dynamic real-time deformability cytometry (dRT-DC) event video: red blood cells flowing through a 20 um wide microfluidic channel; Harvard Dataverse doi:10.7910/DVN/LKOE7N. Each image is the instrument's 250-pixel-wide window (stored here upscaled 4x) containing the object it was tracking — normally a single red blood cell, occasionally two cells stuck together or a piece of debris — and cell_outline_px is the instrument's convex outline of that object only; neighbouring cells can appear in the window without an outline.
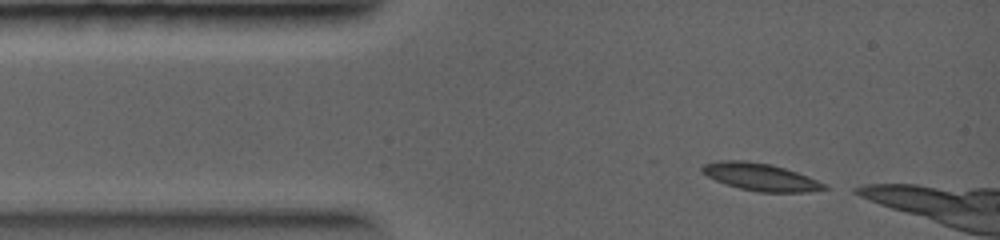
{"species": "common noctule bat (a hibernating species)", "species_latin": "Nyctalus noctula", "temperature_condition": "warm", "stored_images_in_passage": 15, "camera_frame_rate_fps": 5000, "um_per_image_px": 0.085, "animal": {"sex": "female", "body_mass_g": 19.0, "forearm_length_mm": 56.7}, "frame": {"image": 1, "passage_image": 1, "time_ms": 0.0, "image_size_px": [1000, 240], "cell_outline_px": [[832, 188], [808, 192], [760, 192], [740, 188], [716, 180], [700, 172], [700, 168], [704, 164], [716, 160], [744, 160], [772, 164], [808, 176]], "centroid_in_image_um": [64.63, 15.03], "position_along_channel_um": 20.4, "area_um2": 19.48}}
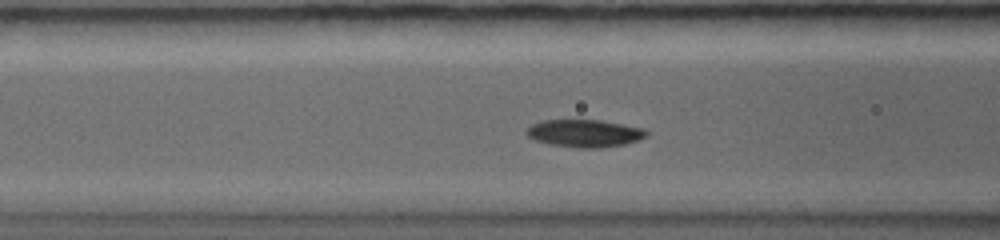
{"frame": {"image": 2, "passage_image": 9, "time_ms": 2.6, "image_size_px": [1000, 240], "cell_outline_px": [[648, 136], [624, 144], [600, 148], [576, 148], [552, 144], [536, 140], [528, 136], [524, 132], [532, 124], [544, 120], [600, 120], [644, 128], [648, 132]], "centroid_in_image_um": [49.7, 11.33], "position_along_channel_um": 116.9, "area_um2": 19.13}}